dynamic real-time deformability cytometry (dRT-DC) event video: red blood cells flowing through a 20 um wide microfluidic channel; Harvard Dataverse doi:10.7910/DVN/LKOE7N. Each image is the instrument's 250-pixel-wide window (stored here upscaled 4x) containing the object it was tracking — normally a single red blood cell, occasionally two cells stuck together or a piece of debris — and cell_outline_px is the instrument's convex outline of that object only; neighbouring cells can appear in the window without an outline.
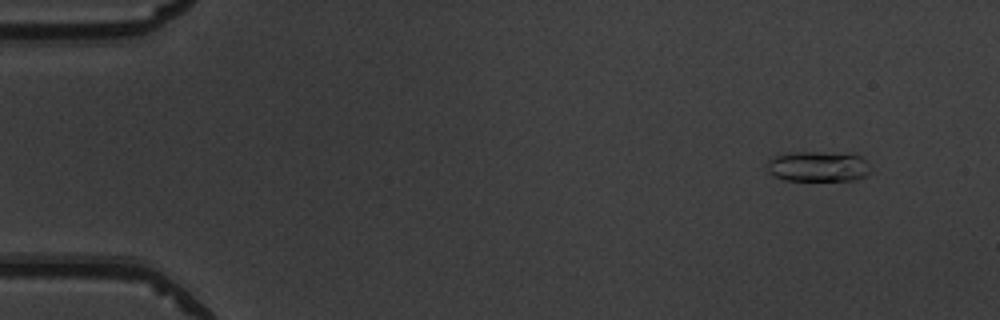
{"species": "common noctule bat (a hibernating species)", "species_latin": "Nyctalus noctula", "temperature_condition": "warm", "stored_images_in_passage": 14, "camera_frame_rate_fps": 3000, "um_per_image_px": 0.085, "animal": {"sex": "male", "body_mass_g": 19.5, "forearm_length_mm": 54.6}, "frame": {"image": 1, "passage_image": 5, "time_ms": 1.333, "image_size_px": [1000, 320], "cell_outline_px": [[872, 172], [856, 180], [784, 180], [768, 172], [764, 164], [772, 156], [784, 152], [820, 152], [860, 156], [868, 160]], "centroid_in_image_um": [69.5, 14.14], "position_along_channel_um": 15.5, "area_um2": 18.61}}